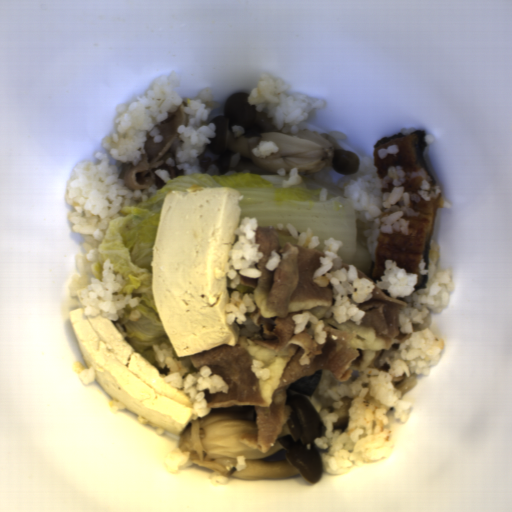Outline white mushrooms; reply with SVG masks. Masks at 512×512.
<instances>
[{"instance_id": "1e6be865", "label": "white mushrooms", "mask_w": 512, "mask_h": 512, "mask_svg": "<svg viewBox=\"0 0 512 512\" xmlns=\"http://www.w3.org/2000/svg\"><path fill=\"white\" fill-rule=\"evenodd\" d=\"M323 371L295 380L289 385L286 404L289 419L277 442L267 451H254L243 441L256 433V413L252 406L211 410L198 416L179 437V449L188 451L190 462L211 467L232 478L248 482H268L301 476L311 484L320 482L324 467L315 438L326 427L310 399ZM308 396V397H307Z\"/></svg>"}, {"instance_id": "51bd03cf", "label": "white mushrooms", "mask_w": 512, "mask_h": 512, "mask_svg": "<svg viewBox=\"0 0 512 512\" xmlns=\"http://www.w3.org/2000/svg\"><path fill=\"white\" fill-rule=\"evenodd\" d=\"M250 95L238 91L230 95L223 113L206 124L214 123L216 128L215 137L207 138L211 143L205 147L211 154H217V158H206L199 153V167L207 171L209 165L214 164L218 173L225 175L277 174L278 169H285L286 176L296 167L300 177L333 171L344 178L359 171V155L340 147L333 135L299 124L297 134H291L290 130L283 133V129L272 125L268 108L263 106L262 112H258L255 105L249 104ZM235 124L246 129L236 139L231 132ZM262 139L276 142L280 150L265 159L254 156L251 148ZM237 151L242 157L237 167L230 168V158Z\"/></svg>"}]
</instances>
